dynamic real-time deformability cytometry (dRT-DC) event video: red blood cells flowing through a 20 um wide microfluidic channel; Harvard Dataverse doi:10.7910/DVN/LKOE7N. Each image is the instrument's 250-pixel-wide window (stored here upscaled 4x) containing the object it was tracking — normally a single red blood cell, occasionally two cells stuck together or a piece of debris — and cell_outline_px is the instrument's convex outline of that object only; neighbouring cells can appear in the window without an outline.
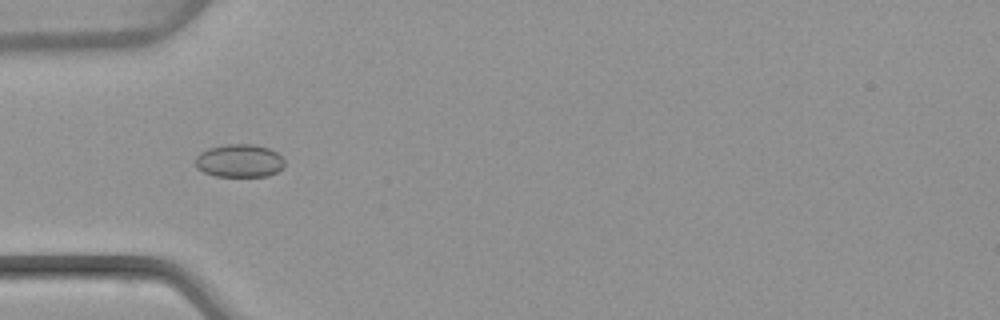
{"species": "common noctule bat (a hibernating species)", "species_latin": "Nyctalus noctula", "temperature_condition": "warm", "stored_images_in_passage": 51, "camera_frame_rate_fps": 3000, "um_per_image_px": 0.085, "animal": {"sex": "female", "body_mass_g": 22.7, "forearm_length_mm": 54.2}, "frame": {"image": 1, "passage_image": 17, "time_ms": 5.333, "image_size_px": [1000, 320], "cell_outline_px": [[284, 168], [268, 176], [216, 176], [204, 172], [196, 168], [196, 156], [200, 152], [208, 148], [228, 144], [252, 144], [268, 148], [276, 152], [284, 160]], "centroid_in_image_um": [20.35, 13.67], "position_along_channel_um": 64.7, "area_um2": 17.17}}
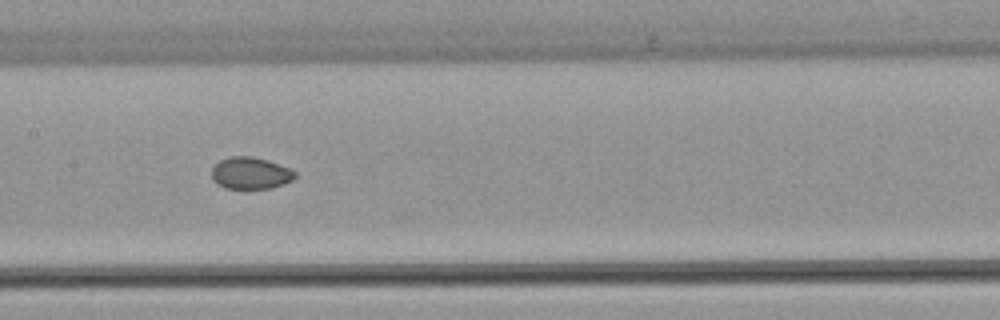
{"frame": {"image": 2, "passage_image": 26, "time_ms": 8.333, "image_size_px": [1000, 320], "cell_outline_px": [[296, 176], [292, 180], [284, 184], [272, 188], [224, 188], [216, 184], [212, 180], [212, 168], [220, 160], [228, 156], [252, 156], [268, 160], [288, 168], [296, 172]], "centroid_in_image_um": [21.27, 14.71], "position_along_channel_um": 186.1, "area_um2": 15.55}}
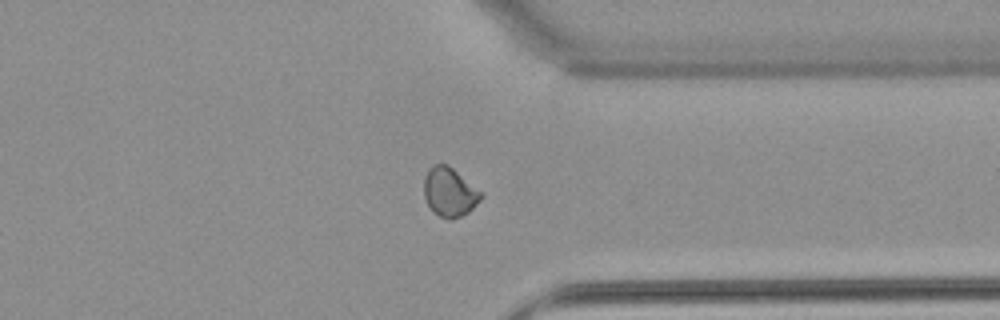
{"frame": {"image": 3, "passage_image": 40, "time_ms": 13.0, "image_size_px": [1000, 320], "cell_outline_px": [[484, 196], [468, 212], [452, 220], [448, 220], [432, 212], [424, 196], [424, 176], [432, 164], [448, 164], [484, 192]], "centroid_in_image_um": [38.23, 16.32], "position_along_channel_um": 373.2, "area_um2": 16.59}, "authors_computed_cell_mechanics": {"area_um2": 16.5886, "velocity_mm_per_s": 4.0727, "shape_relaxation_time_tau1_ms": null, "shape_relaxation_time_tau2_ms": 1.73, "deformation_change_tau1": null, "deformation_change_tau2": 0.0327}}